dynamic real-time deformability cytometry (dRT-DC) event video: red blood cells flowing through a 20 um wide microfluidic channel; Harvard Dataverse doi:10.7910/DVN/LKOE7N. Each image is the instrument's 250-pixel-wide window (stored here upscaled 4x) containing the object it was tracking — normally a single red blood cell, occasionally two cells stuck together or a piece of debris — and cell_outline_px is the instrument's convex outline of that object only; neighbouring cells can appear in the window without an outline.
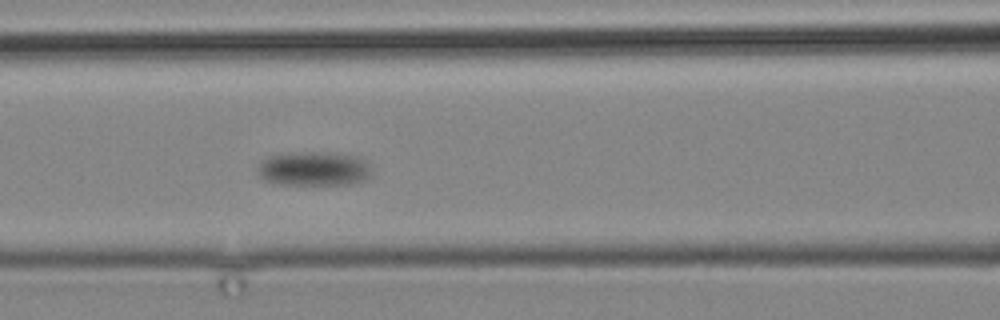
{"species": "common noctule bat (a hibernating species)", "species_latin": "Nyctalus noctula", "temperature_condition": "cold", "stored_images_in_passage": 5, "camera_frame_rate_fps": 3000, "um_per_image_px": 0.085, "animal": {"sex": "male", "body_mass_g": 19.2, "forearm_length_mm": 51.8}, "frame": {"image": 1, "passage_image": 5, "time_ms": 4.667, "image_size_px": [1000, 320], "cell_outline_px": [[372, 176], [368, 180], [348, 184], [280, 184], [264, 180], [256, 172], [256, 164], [260, 160], [268, 156], [280, 152], [332, 152], [360, 156], [368, 164], [372, 172]], "centroid_in_image_um": [26.65, 14.32], "position_along_channel_um": 139.9, "area_um2": 23.52}}